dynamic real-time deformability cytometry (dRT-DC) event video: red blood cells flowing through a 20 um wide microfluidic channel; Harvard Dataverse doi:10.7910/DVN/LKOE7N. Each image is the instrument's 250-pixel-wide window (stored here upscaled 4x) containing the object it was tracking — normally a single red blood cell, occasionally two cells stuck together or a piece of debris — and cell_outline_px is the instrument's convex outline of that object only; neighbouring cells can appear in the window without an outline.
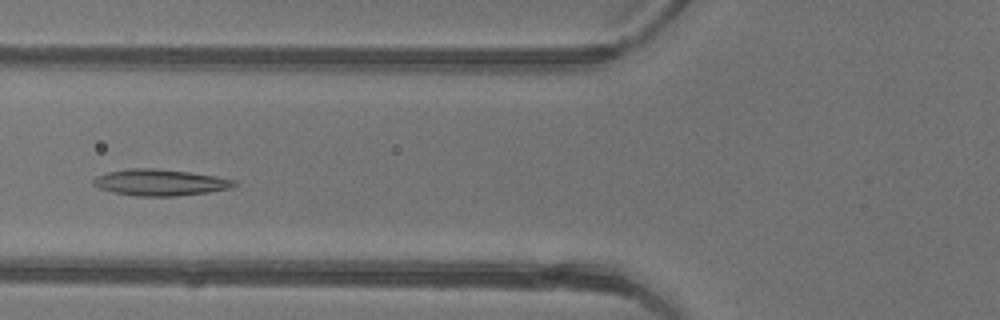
{"species": "common noctule bat (a hibernating species)", "species_latin": "Nyctalus noctula", "temperature_condition": "warm", "stored_images_in_passage": 45, "camera_frame_rate_fps": 3000, "um_per_image_px": 0.085, "animal": {"sex": "female"}, "frame": {"image": 1, "passage_image": 17, "time_ms": 5.333, "image_size_px": [1000, 320], "cell_outline_px": [[240, 184], [232, 188], [208, 192], [176, 196], [136, 196], [112, 192], [100, 188], [92, 184], [92, 180], [96, 176], [108, 172], [128, 168], [156, 168], [188, 172], [216, 176], [236, 180]], "centroid_in_image_um": [13.63, 15.51], "position_along_channel_um": 112.2, "area_um2": 21.79}}
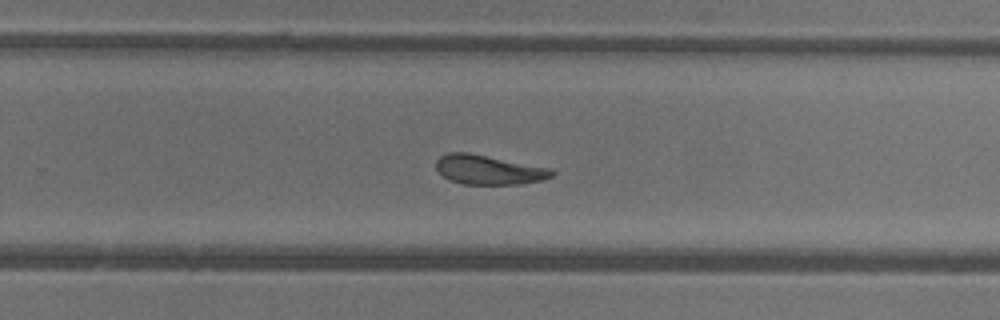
{"frame": {"image": 2, "passage_image": 29, "time_ms": 9.333, "image_size_px": [1000, 320], "cell_outline_px": [[556, 172], [552, 176], [540, 180], [520, 184], [464, 184], [448, 180], [436, 168], [436, 160], [440, 156], [448, 152], [468, 152], [552, 168]], "centroid_in_image_um": [41.54, 14.42], "position_along_channel_um": 288.3, "area_um2": 19.88}}
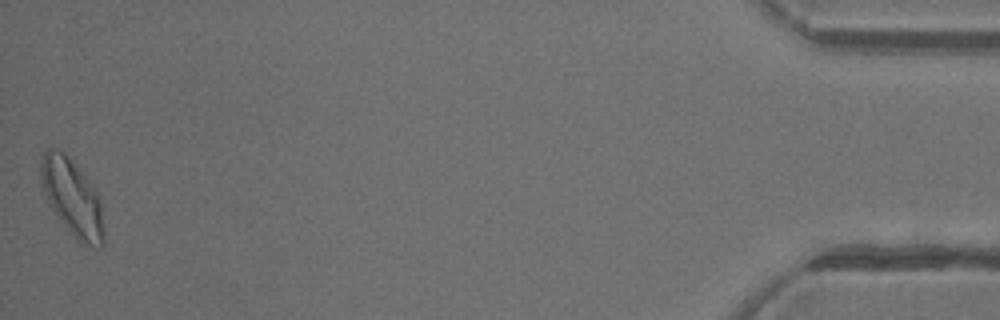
{"frame": {"image": 3, "passage_image": 45, "time_ms": 14.667, "image_size_px": [1000, 320], "cell_outline_px": [[104, 244], [100, 248], [96, 248], [80, 244], [60, 220], [52, 208], [48, 200], [40, 176], [40, 164], [44, 152], [48, 148], [56, 148], [64, 152], [96, 188], [100, 200], [104, 228]], "centroid_in_image_um": [6.18, 16.83], "position_along_channel_um": 429.0, "area_um2": 28.15}, "authors_computed_cell_mechanics": {"area_um2": 21.8484, "velocity_mm_per_s": 4.407, "shape_relaxation_time_tau1_ms": 9.0611, "shape_relaxation_time_tau2_ms": 4.7612, "deformation_change_tau1": 0.2705, "deformation_change_tau2": 0.1323}}